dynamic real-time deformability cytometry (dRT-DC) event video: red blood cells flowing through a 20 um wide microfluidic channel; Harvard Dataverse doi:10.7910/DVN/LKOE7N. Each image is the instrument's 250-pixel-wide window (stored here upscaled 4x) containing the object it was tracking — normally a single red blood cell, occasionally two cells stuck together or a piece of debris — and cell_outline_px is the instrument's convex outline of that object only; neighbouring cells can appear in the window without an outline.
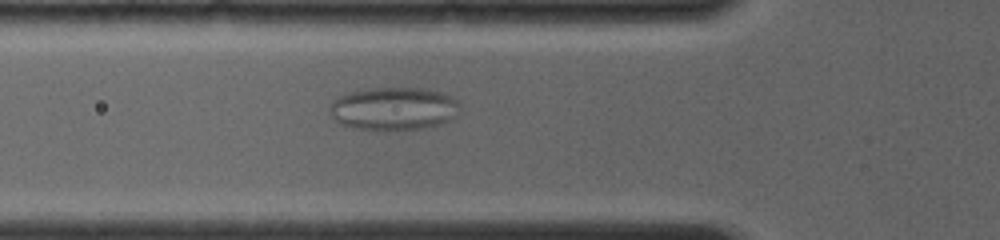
{"species": "common noctule bat (a hibernating species)", "species_latin": "Nyctalus noctula", "temperature_condition": "room temperature", "stored_images_in_passage": 30, "camera_frame_rate_fps": 4000, "um_per_image_px": 0.085, "animal": {"sex": "female", "body_mass_g": 19.0, "forearm_length_mm": 56.7}, "frame": {"image": 1, "passage_image": 20, "time_ms": 6.0, "image_size_px": [1000, 240], "cell_outline_px": [[460, 108], [456, 116], [440, 124], [420, 128], [356, 128], [340, 124], [332, 116], [328, 108], [332, 100], [340, 96], [352, 92], [372, 88], [420, 88], [440, 92], [452, 96], [460, 104]], "centroid_in_image_um": [33.47, 9.21], "position_along_channel_um": 92.3, "area_um2": 31.96}}
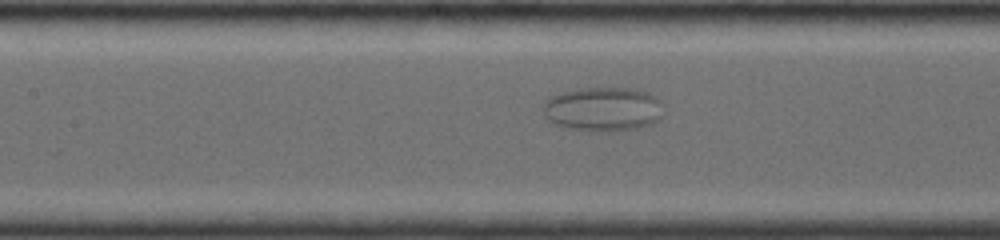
{"frame": {"image": 2, "passage_image": 25, "time_ms": 7.75, "image_size_px": [1000, 240], "cell_outline_px": [[664, 116], [648, 124], [636, 128], [608, 132], [568, 128], [556, 124], [548, 120], [544, 112], [544, 100], [548, 96], [564, 92], [584, 88], [628, 88], [644, 92], [652, 96], [664, 104]], "centroid_in_image_um": [51.26, 9.28], "position_along_channel_um": 156.1, "area_um2": 30.81}}
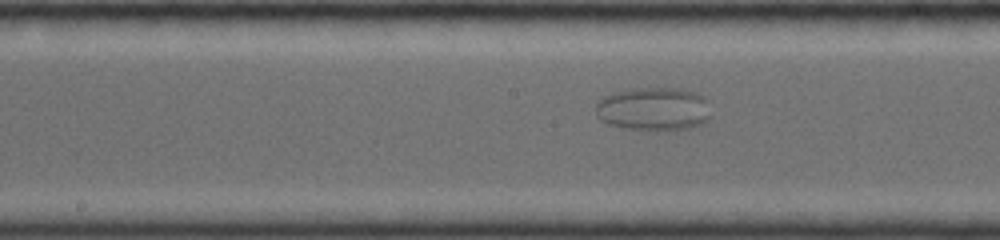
{"frame": {"image": 3, "passage_image": 28, "time_ms": 8.75, "image_size_px": [1000, 240], "cell_outline_px": [[708, 120], [700, 124], [688, 128], [656, 132], [624, 128], [608, 124], [600, 120], [596, 116], [596, 104], [604, 96], [612, 92], [636, 88], [676, 88], [696, 92], [704, 96], [708, 116]], "centroid_in_image_um": [55.5, 9.28], "position_along_channel_um": 192.7, "area_um2": 29.36}}